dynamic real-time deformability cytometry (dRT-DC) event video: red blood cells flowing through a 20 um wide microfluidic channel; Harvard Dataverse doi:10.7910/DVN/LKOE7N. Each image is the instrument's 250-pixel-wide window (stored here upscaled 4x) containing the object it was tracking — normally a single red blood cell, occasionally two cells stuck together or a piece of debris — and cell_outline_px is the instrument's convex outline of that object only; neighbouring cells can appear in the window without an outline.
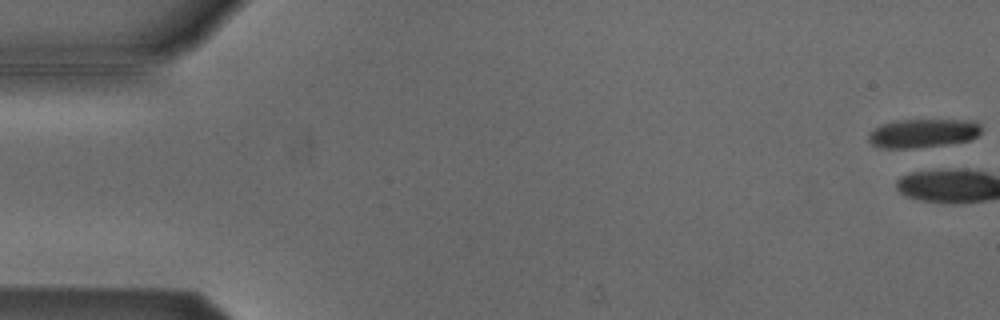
{"species": "Egyptian fruit bat (a non-hibernating species)", "species_latin": "Rousettus aegyptiacus", "temperature_condition": "cold", "stored_images_in_passage": 6, "camera_frame_rate_fps": 3000, "um_per_image_px": 0.085, "animal": {"sex": "male"}, "frame": {"image": 1, "passage_image": 1, "time_ms": 0.0, "image_size_px": [1000, 320], "cell_outline_px": [[980, 132], [976, 136], [968, 140], [944, 144], [912, 148], [884, 148], [872, 144], [868, 140], [868, 132], [884, 124], [896, 120], [976, 120], [980, 124]], "centroid_in_image_um": [78.44, 11.31], "position_along_channel_um": 6.6, "area_um2": 18.67}}